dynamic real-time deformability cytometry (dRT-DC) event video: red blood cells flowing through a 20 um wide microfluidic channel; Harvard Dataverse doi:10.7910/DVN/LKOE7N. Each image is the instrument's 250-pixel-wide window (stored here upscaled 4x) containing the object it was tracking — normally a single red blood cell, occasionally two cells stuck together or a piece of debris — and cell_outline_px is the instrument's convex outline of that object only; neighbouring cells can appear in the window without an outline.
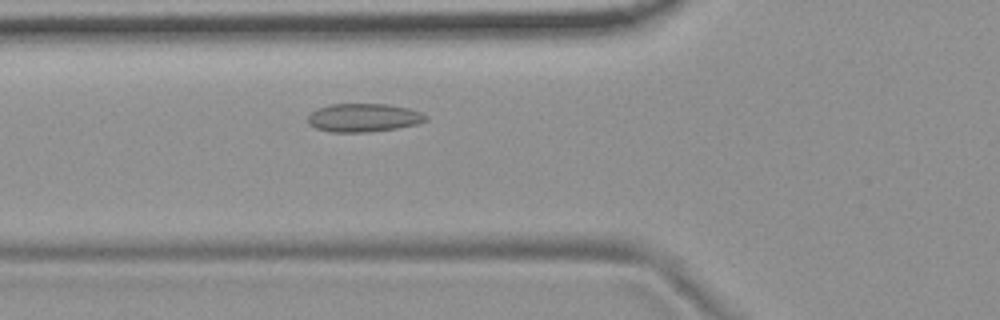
{"species": "common noctule bat (a hibernating species)", "species_latin": "Nyctalus noctula", "temperature_condition": "room temperature", "stored_images_in_passage": 2, "camera_frame_rate_fps": 3000, "um_per_image_px": 0.085, "animal": {"sex": "female", "body_mass_g": 19.9}, "frame": {"image": 1, "passage_image": 2, "time_ms": 0.333, "image_size_px": [1000, 320], "cell_outline_px": [[428, 120], [416, 124], [396, 128], [368, 132], [332, 132], [316, 128], [308, 124], [308, 116], [316, 108], [328, 104], [388, 104], [408, 108], [420, 112], [428, 116]], "centroid_in_image_um": [30.89, 10.0], "position_along_channel_um": 94.9, "area_um2": 19.54}}